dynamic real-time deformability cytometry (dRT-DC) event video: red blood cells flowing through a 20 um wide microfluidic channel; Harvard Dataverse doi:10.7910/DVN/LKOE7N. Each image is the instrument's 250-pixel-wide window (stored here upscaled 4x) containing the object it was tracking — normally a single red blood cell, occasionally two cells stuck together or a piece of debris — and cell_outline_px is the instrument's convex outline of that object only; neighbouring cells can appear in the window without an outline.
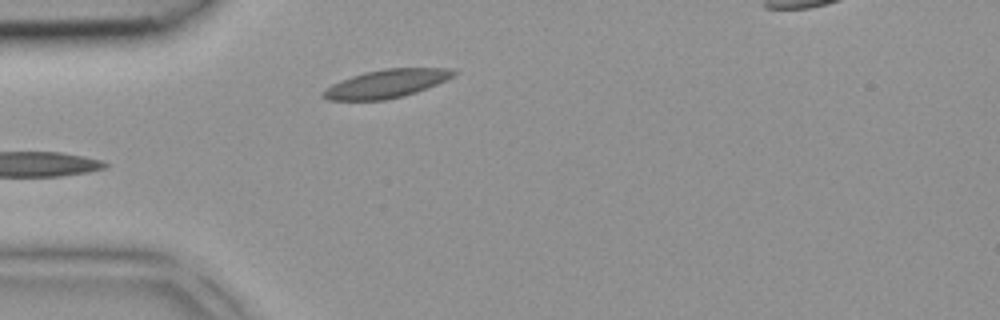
{"species": "common noctule bat (a hibernating species)", "species_latin": "Nyctalus noctula", "temperature_condition": "room temperature", "stored_images_in_passage": 3, "camera_frame_rate_fps": 3000, "um_per_image_px": 0.085, "animal": {"sex": "female", "body_mass_g": 18.4}, "frame": {"image": 1, "passage_image": 3, "time_ms": 0.667, "image_size_px": [1000, 320], "cell_outline_px": [[460, 72], [436, 84], [416, 92], [404, 96], [384, 100], [328, 100], [320, 96], [332, 84], [340, 80], [364, 72], [384, 68], [448, 68]], "centroid_in_image_um": [32.84, 7.11], "position_along_channel_um": 52.2, "area_um2": 21.33}}